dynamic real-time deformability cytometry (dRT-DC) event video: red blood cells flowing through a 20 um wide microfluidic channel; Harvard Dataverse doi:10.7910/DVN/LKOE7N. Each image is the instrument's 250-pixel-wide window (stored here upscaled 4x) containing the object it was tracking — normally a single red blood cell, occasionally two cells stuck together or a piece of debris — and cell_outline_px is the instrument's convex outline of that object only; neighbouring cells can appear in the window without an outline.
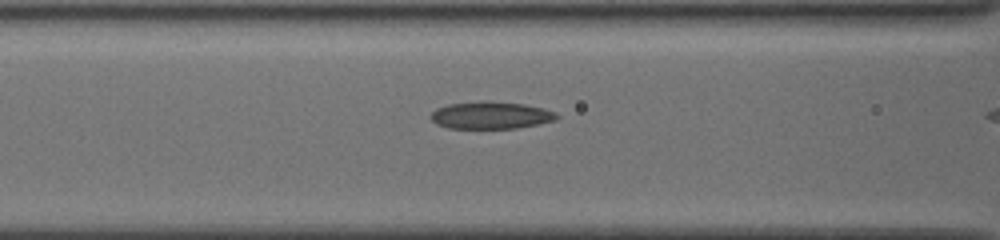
{"species": "common noctule bat (a hibernating species)", "species_latin": "Nyctalus noctula", "temperature_condition": "cold", "stored_images_in_passage": 13, "camera_frame_rate_fps": 3000, "um_per_image_px": 0.085, "animal": {"sex": "female", "body_mass_g": 19.5, "forearm_length_mm": 54.1}, "frame": {"image": 1, "passage_image": 11, "time_ms": 3.333, "image_size_px": [1000, 240], "cell_outline_px": [[556, 116], [552, 120], [536, 124], [512, 128], [448, 128], [432, 120], [432, 112], [448, 104], [484, 100], [524, 104], [540, 108], [552, 112]], "centroid_in_image_um": [41.66, 9.78], "position_along_channel_um": 124.9, "area_um2": 19.31}}